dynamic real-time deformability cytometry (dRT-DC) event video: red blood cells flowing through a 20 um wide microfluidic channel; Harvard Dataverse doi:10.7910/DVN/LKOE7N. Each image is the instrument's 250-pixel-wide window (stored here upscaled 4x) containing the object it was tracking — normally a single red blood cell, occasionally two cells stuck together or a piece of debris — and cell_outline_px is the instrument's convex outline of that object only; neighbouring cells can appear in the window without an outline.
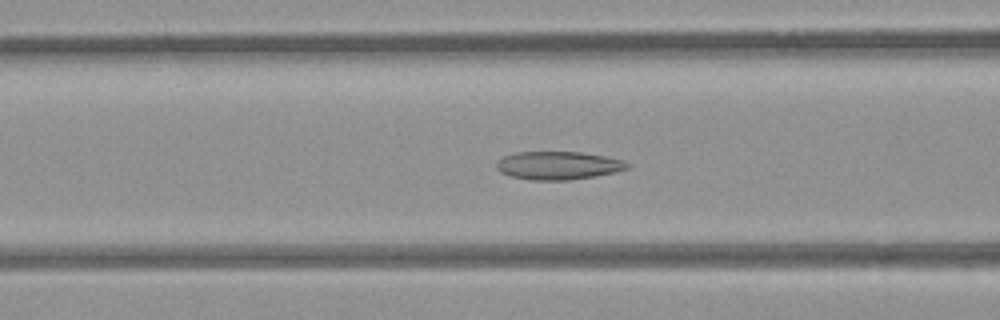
{"species": "common noctule bat (a hibernating species)", "species_latin": "Nyctalus noctula", "temperature_condition": "room temperature", "stored_images_in_passage": 53, "camera_frame_rate_fps": 3000, "um_per_image_px": 0.085, "animal": {"sex": "female", "body_mass_g": 21.9}, "frame": {"image": 1, "passage_image": 21, "time_ms": 6.667, "image_size_px": [1000, 320], "cell_outline_px": [[632, 164], [628, 168], [616, 172], [596, 176], [572, 180], [532, 180], [508, 176], [500, 172], [496, 168], [496, 164], [504, 156], [516, 152], [580, 152], [604, 156], [624, 160]], "centroid_in_image_um": [47.47, 14.07], "position_along_channel_um": 119.1, "area_um2": 21.62}}
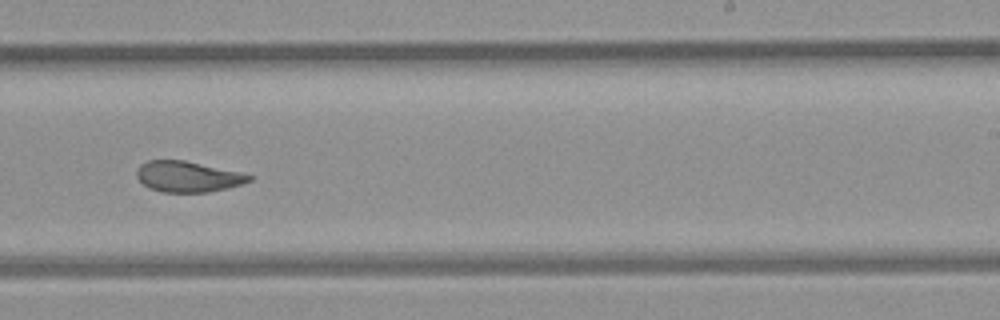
{"frame": {"image": 2, "passage_image": 33, "time_ms": 10.667, "image_size_px": [1000, 320], "cell_outline_px": [[252, 180], [228, 188], [208, 192], [160, 192], [148, 188], [136, 176], [136, 172], [140, 164], [148, 160], [184, 160], [244, 172], [252, 176]], "centroid_in_image_um": [15.97, 15.01], "position_along_channel_um": 273.0, "area_um2": 20.35}}
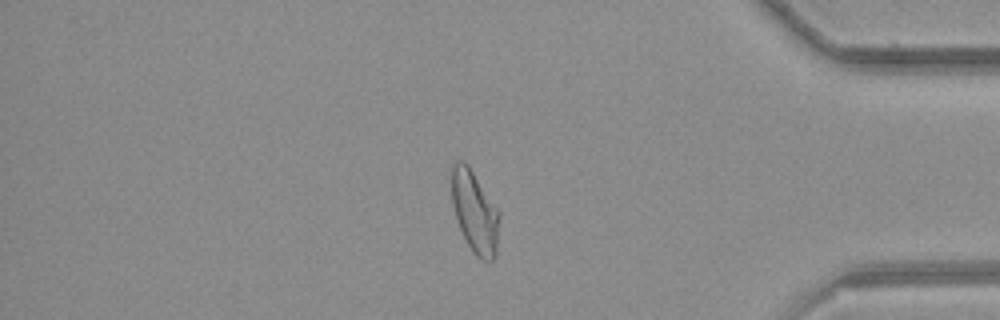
{"frame": {"image": 3, "passage_image": 45, "time_ms": 14.667, "image_size_px": [1000, 320], "cell_outline_px": [[500, 216], [496, 256], [492, 260], [484, 260], [476, 256], [468, 244], [460, 228], [452, 204], [452, 160], [464, 160], [468, 164], [500, 212]], "centroid_in_image_um": [40.36, 17.97], "position_along_channel_um": 394.8, "area_um2": 22.77}, "authors_computed_cell_mechanics": {"area_um2": 23.1778, "velocity_mm_per_s": 3.8439, "shape_relaxation_time_tau1_ms": null, "shape_relaxation_time_tau2_ms": 1.7772, "deformation_change_tau1": null, "deformation_change_tau2": 0.0782}}